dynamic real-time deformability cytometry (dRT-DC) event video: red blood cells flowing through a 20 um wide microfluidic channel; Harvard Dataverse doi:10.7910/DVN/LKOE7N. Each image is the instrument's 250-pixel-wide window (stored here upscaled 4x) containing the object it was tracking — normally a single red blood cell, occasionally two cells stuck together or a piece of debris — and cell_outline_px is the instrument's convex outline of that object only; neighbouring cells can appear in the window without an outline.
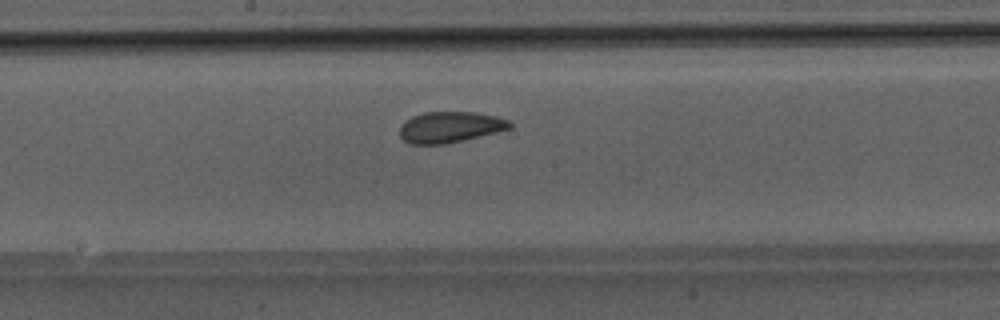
{"species": "Egyptian fruit bat (a non-hibernating species)", "species_latin": "Rousettus aegyptiacus", "temperature_condition": "room temperature", "stored_images_in_passage": 28, "camera_frame_rate_fps": 3000, "um_per_image_px": 0.085, "animal": {"sex": "male"}, "frame": {"image": 1, "passage_image": 16, "time_ms": 5.0, "image_size_px": [1000, 320], "cell_outline_px": [[512, 128], [496, 132], [444, 144], [408, 144], [400, 136], [400, 124], [404, 120], [412, 116], [424, 112], [476, 112], [496, 116], [508, 120], [512, 124]], "centroid_in_image_um": [38.22, 10.79], "position_along_channel_um": 210.0, "area_um2": 19.88}}
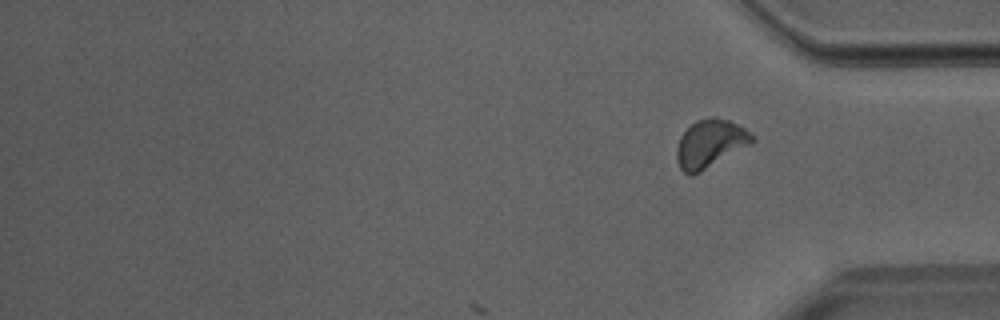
{"frame": {"image": 2, "passage_image": 28, "time_ms": 9.0, "image_size_px": [1000, 320], "cell_outline_px": [[756, 140], [752, 144], [700, 172], [692, 176], [688, 176], [680, 168], [676, 160], [676, 148], [680, 136], [696, 120], [712, 116], [716, 116], [728, 120], [744, 128]], "centroid_in_image_um": [60.34, 12.22], "position_along_channel_um": 374.9, "area_um2": 21.21}}